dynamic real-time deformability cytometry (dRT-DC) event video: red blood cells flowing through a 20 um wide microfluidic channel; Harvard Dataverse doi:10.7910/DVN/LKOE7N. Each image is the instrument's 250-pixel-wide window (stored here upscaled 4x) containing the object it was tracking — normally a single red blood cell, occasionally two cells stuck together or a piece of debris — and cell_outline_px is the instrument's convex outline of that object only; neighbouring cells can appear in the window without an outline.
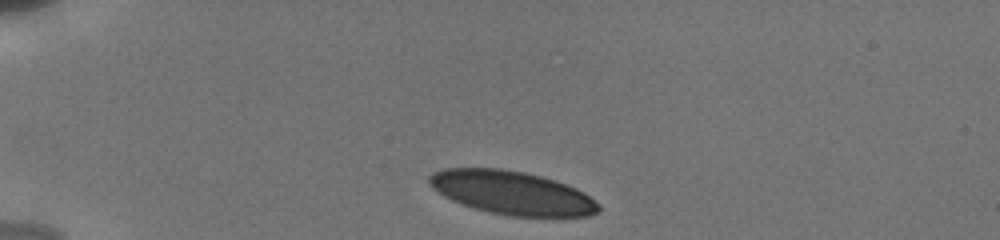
{"species": "human", "species_latin": "Homo sapiens", "temperature_condition": "cold", "stored_images_in_passage": 34, "camera_frame_rate_fps": 3000, "um_per_image_px": 0.085, "donor": {"sex": "male"}, "frame": {"image": 1, "passage_image": 1, "time_ms": 0.0, "image_size_px": [1000, 240], "cell_outline_px": [[600, 212], [588, 216], [512, 216], [488, 212], [452, 200], [444, 196], [432, 188], [428, 184], [428, 176], [432, 172], [444, 168], [500, 168], [524, 172], [540, 176], [576, 188], [584, 192], [600, 204]], "centroid_in_image_um": [43.5, 16.38], "position_along_channel_um": 41.5, "area_um2": 42.77}}
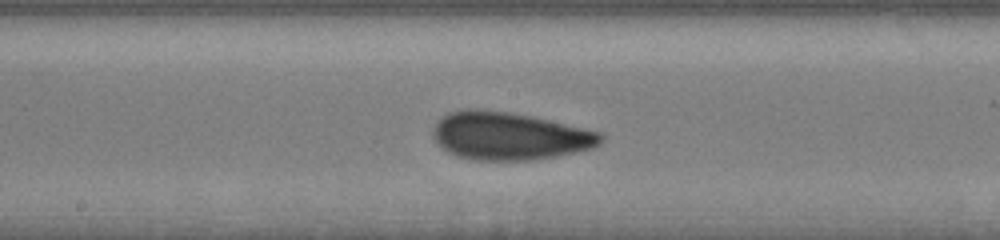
{"frame": {"image": 2, "passage_image": 16, "time_ms": 5.667, "image_size_px": [1000, 240], "cell_outline_px": [[604, 140], [600, 144], [592, 148], [576, 152], [556, 156], [532, 160], [472, 160], [456, 156], [448, 152], [432, 136], [432, 132], [436, 120], [448, 112], [468, 108], [476, 108], [508, 112], [532, 116], [584, 128], [600, 132], [604, 136]], "centroid_in_image_um": [43.28, 11.55], "position_along_channel_um": 204.9, "area_um2": 46.93}}
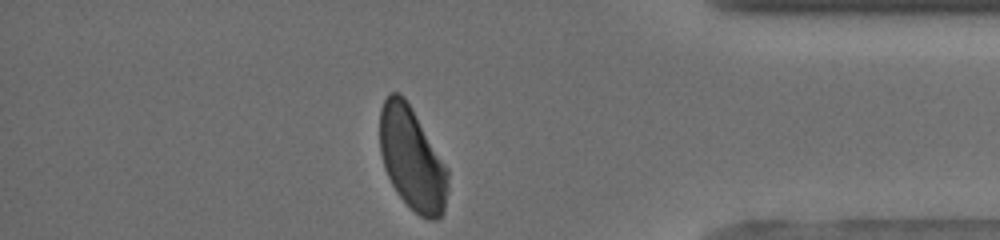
{"frame": {"image": 3, "passage_image": 33, "time_ms": 11.333, "image_size_px": [1000, 240], "cell_outline_px": [[448, 192], [444, 208], [440, 216], [436, 220], [428, 220], [420, 216], [396, 192], [384, 168], [380, 152], [380, 108], [388, 92], [400, 92], [404, 96], [412, 108], [448, 168]], "centroid_in_image_um": [35.02, 13.47], "position_along_channel_um": 400.2, "area_um2": 40.86}, "authors_computed_cell_mechanics": {"area_um2": 45.7487, "velocity_mm_per_s": 3.8158, "shape_relaxation_time_tau1_ms": 4.4494, "shape_relaxation_time_tau2_ms": 1.3877, "deformation_change_tau1": 0.1367, "deformation_change_tau2": 0.068}}